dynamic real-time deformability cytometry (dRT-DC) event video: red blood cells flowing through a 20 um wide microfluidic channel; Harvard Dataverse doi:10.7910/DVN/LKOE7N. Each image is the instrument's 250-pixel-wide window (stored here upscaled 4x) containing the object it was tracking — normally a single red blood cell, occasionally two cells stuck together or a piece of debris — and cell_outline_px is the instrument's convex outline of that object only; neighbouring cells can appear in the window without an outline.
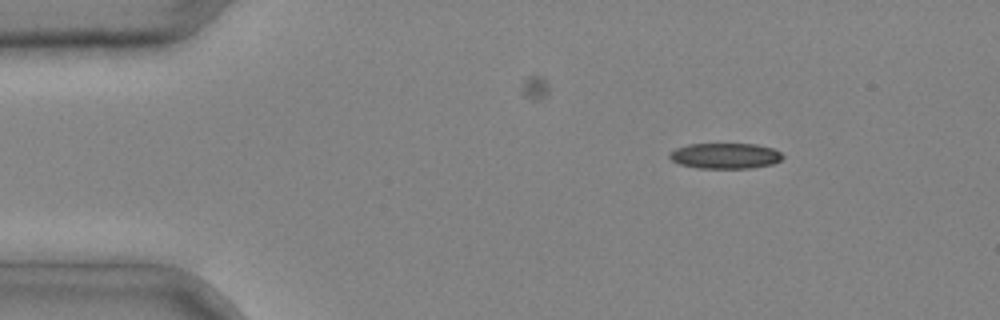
{"species": "common noctule bat (a hibernating species)", "species_latin": "Nyctalus noctula", "temperature_condition": "cold", "stored_images_in_passage": 3, "camera_frame_rate_fps": 3000, "um_per_image_px": 0.085, "animal": {"sex": "male", "body_mass_g": 20.4}, "frame": {"image": 1, "passage_image": 1, "time_ms": 0.0, "image_size_px": [1000, 320], "cell_outline_px": [[784, 156], [780, 160], [772, 164], [752, 168], [700, 168], [680, 164], [672, 160], [668, 156], [676, 148], [688, 144], [756, 144], [772, 148], [780, 152]], "centroid_in_image_um": [61.66, 13.24], "position_along_channel_um": 23.3, "area_um2": 16.76}}
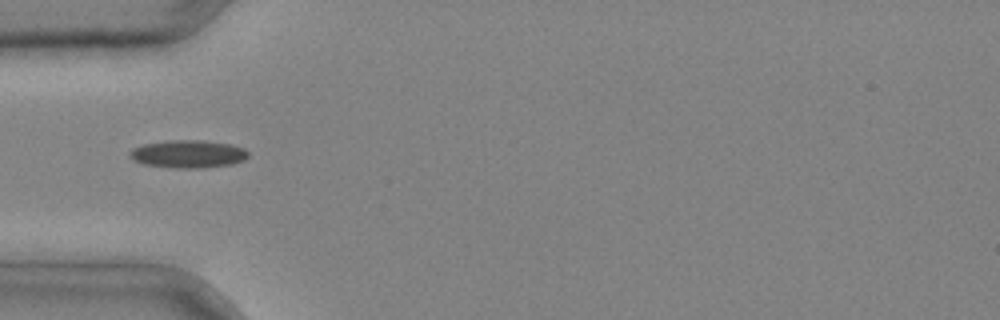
{"frame": {"image": 2, "passage_image": 3, "time_ms": 0.667, "image_size_px": [1000, 320], "cell_outline_px": [[248, 156], [244, 160], [232, 164], [200, 168], [172, 168], [144, 164], [132, 160], [128, 156], [128, 152], [132, 148], [144, 144], [168, 140], [204, 140], [232, 144], [244, 148], [248, 152]], "centroid_in_image_um": [15.97, 13.08], "position_along_channel_um": 69.0, "area_um2": 19.42}}